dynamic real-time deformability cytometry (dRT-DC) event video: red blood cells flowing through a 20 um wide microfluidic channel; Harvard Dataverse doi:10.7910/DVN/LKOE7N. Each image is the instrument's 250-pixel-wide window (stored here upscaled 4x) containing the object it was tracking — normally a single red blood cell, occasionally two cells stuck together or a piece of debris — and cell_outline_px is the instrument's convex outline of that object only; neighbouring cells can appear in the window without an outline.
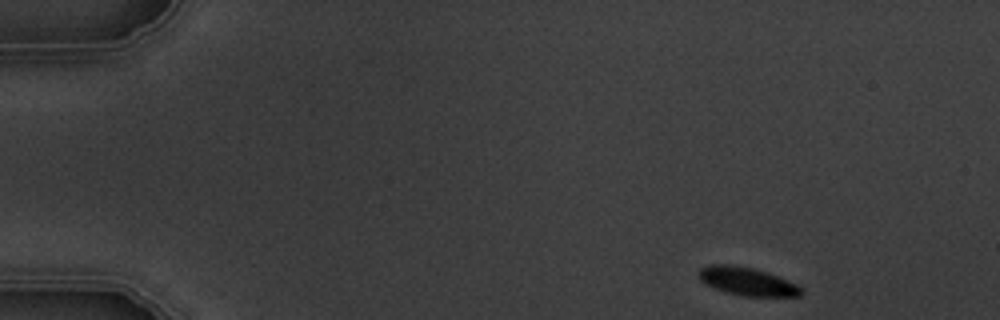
{"species": "common noctule bat (a hibernating species)", "species_latin": "Nyctalus noctula", "temperature_condition": "warm", "stored_images_in_passage": 4, "camera_frame_rate_fps": 3000, "um_per_image_px": 0.085, "animal": {"sex": "male", "body_mass_g": 19.5, "forearm_length_mm": 54.6}, "frame": {"image": 1, "passage_image": 1, "time_ms": 0.0, "image_size_px": [1000, 320], "cell_outline_px": [[804, 292], [800, 296], [740, 296], [704, 284], [700, 280], [696, 272], [700, 268], [708, 264], [728, 264], [752, 268], [768, 272], [788, 280], [804, 288]], "centroid_in_image_um": [63.5, 23.91], "position_along_channel_um": 21.5, "area_um2": 16.99}}
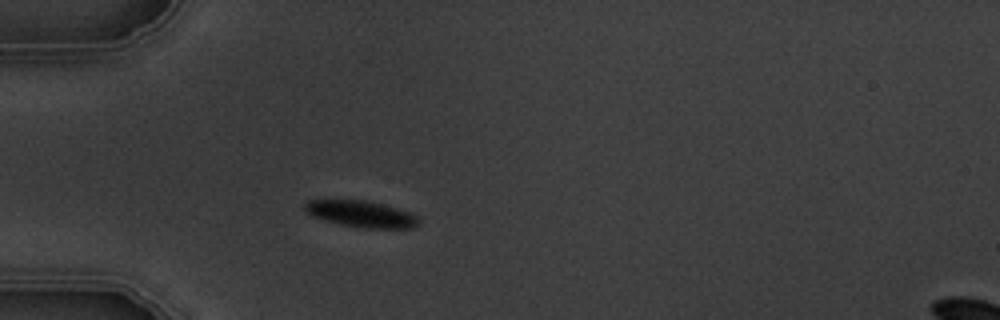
{"frame": {"image": 2, "passage_image": 4, "time_ms": 3.333, "image_size_px": [1000, 320], "cell_outline_px": [[420, 220], [412, 228], [364, 228], [340, 224], [316, 216], [308, 212], [304, 208], [304, 204], [308, 200], [368, 200], [396, 208], [408, 212], [416, 216]], "centroid_in_image_um": [30.72, 18.18], "position_along_channel_um": 54.3, "area_um2": 17.11}}